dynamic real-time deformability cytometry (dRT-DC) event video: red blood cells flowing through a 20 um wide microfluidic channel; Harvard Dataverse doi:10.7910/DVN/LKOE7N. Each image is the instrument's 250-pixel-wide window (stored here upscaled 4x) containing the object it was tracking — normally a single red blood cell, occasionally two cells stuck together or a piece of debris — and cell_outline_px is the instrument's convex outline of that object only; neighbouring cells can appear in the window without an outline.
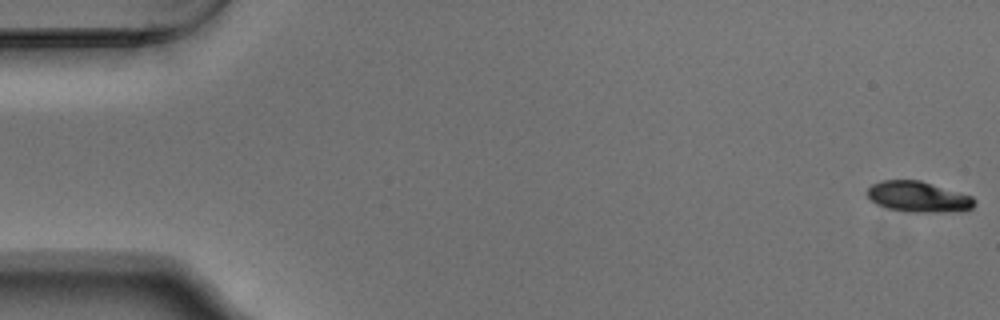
{"species": "Egyptian fruit bat (a non-hibernating species)", "species_latin": "Rousettus aegyptiacus", "temperature_condition": "warm", "stored_images_in_passage": 54, "camera_frame_rate_fps": 3000, "um_per_image_px": 0.085, "animal": {"sex": "male"}, "frame": {"image": 1, "passage_image": 1, "time_ms": 0.0, "image_size_px": [1000, 320], "cell_outline_px": [[976, 204], [972, 208], [964, 212], [908, 212], [888, 208], [876, 204], [868, 196], [868, 188], [872, 184], [884, 180], [920, 180], [972, 196], [976, 200]], "centroid_in_image_um": [78.11, 16.74], "position_along_channel_um": 6.9, "area_um2": 19.31}}
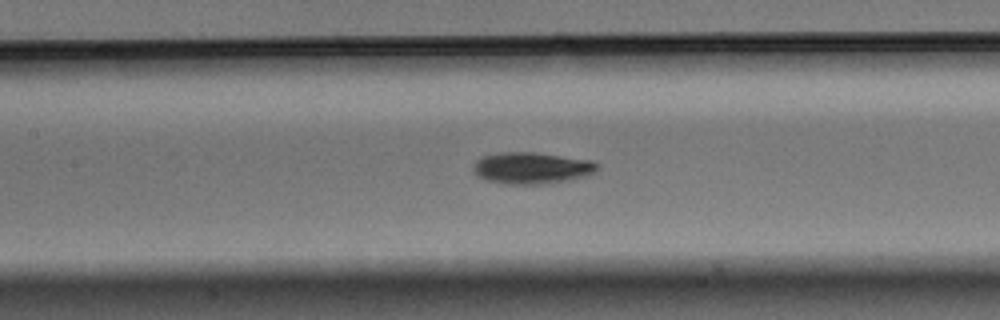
{"frame": {"image": 2, "passage_image": 25, "time_ms": 8.0, "image_size_px": [1000, 320], "cell_outline_px": [[600, 168], [596, 172], [584, 176], [568, 180], [548, 184], [504, 184], [484, 180], [476, 176], [472, 172], [472, 168], [476, 160], [480, 156], [500, 152], [536, 152], [596, 160], [600, 164]], "centroid_in_image_um": [45.2, 14.27], "position_along_channel_um": 162.2, "area_um2": 23.58}}
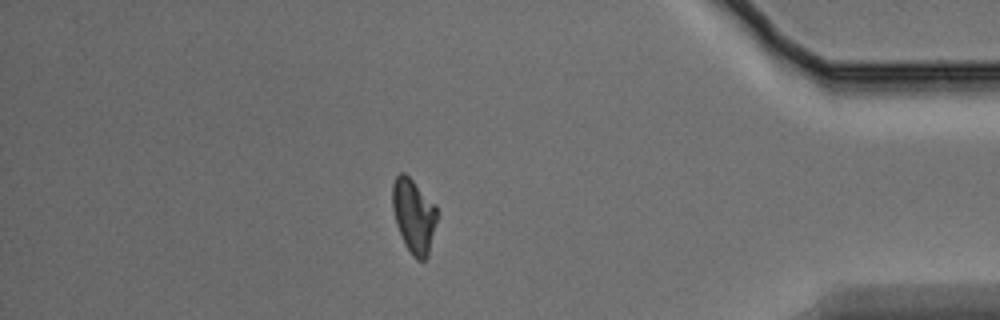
{"frame": {"image": 3, "passage_image": 47, "time_ms": 15.333, "image_size_px": [1000, 320], "cell_outline_px": [[436, 220], [428, 256], [424, 260], [416, 260], [412, 256], [404, 244], [396, 224], [392, 208], [392, 184], [396, 176], [400, 172], [404, 172], [412, 180], [436, 208]], "centroid_in_image_um": [35.12, 18.37], "position_along_channel_um": 400.1, "area_um2": 18.9}, "authors_computed_cell_mechanics": {"area_um2": 20.3745, "velocity_mm_per_s": 3.7453, "shape_relaxation_time_tau1_ms": 2.9346, "shape_relaxation_time_tau2_ms": 4.2544, "deformation_change_tau1": 0.1587, "deformation_change_tau2": 0.1083}}